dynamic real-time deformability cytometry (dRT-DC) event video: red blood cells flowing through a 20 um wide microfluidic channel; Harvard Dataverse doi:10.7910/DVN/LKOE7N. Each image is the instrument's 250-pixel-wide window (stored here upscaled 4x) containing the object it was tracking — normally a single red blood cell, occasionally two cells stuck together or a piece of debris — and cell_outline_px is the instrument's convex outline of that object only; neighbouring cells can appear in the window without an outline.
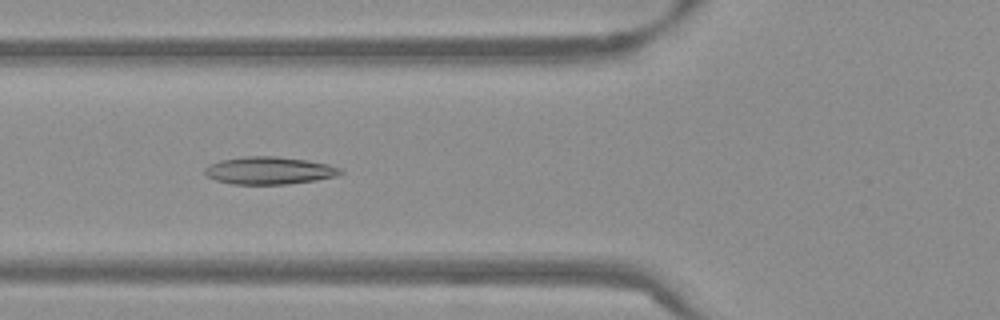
{"species": "Egyptian fruit bat (a non-hibernating species)", "species_latin": "Rousettus aegyptiacus", "temperature_condition": "warm", "stored_images_in_passage": 53, "camera_frame_rate_fps": 3000, "um_per_image_px": 0.085, "frame": {"image": 1, "passage_image": 20, "time_ms": 6.333, "image_size_px": [1000, 320], "cell_outline_px": [[344, 172], [336, 176], [316, 180], [288, 184], [232, 184], [216, 180], [208, 176], [204, 172], [204, 168], [208, 164], [220, 160], [244, 156], [276, 156], [308, 160], [328, 164], [340, 168]], "centroid_in_image_um": [22.88, 14.49], "position_along_channel_um": 102.9, "area_um2": 21.85}}
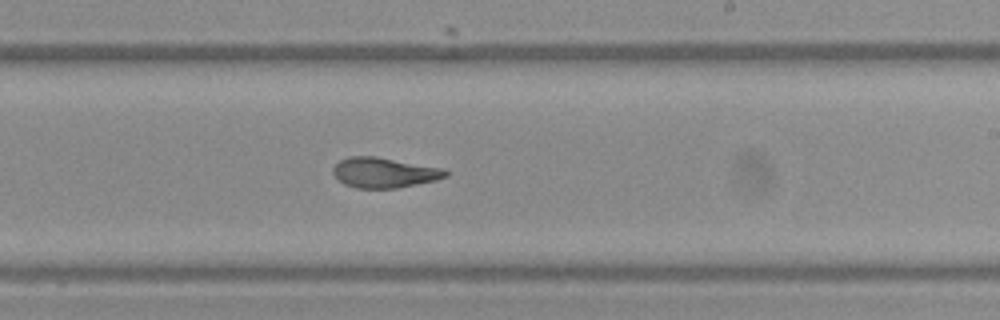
{"frame": {"image": 2, "passage_image": 32, "time_ms": 10.333, "image_size_px": [1000, 320], "cell_outline_px": [[448, 176], [436, 180], [396, 188], [356, 188], [344, 184], [332, 172], [332, 168], [340, 160], [348, 156], [376, 156], [444, 168], [448, 172]], "centroid_in_image_um": [32.66, 14.66], "position_along_channel_um": 256.3, "area_um2": 19.83}}
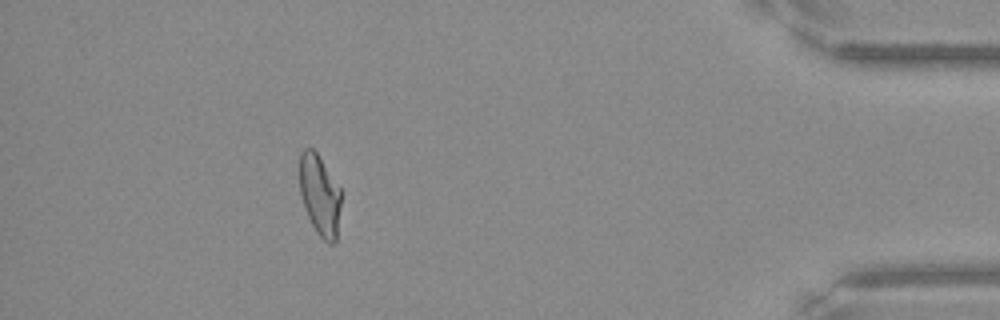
{"frame": {"image": 3, "passage_image": 48, "time_ms": 15.667, "image_size_px": [1000, 320], "cell_outline_px": [[340, 204], [336, 244], [328, 244], [316, 232], [308, 216], [300, 192], [300, 152], [304, 148], [312, 148], [316, 152], [340, 188]], "centroid_in_image_um": [27.18, 16.61], "position_along_channel_um": 408.0, "area_um2": 19.25}, "authors_computed_cell_mechanics": {"area_um2": 21.1548, "velocity_mm_per_s": 3.8213, "shape_relaxation_time_tau1_ms": null, "shape_relaxation_time_tau2_ms": 2.0423, "deformation_change_tau1": null, "deformation_change_tau2": 0.0907}}